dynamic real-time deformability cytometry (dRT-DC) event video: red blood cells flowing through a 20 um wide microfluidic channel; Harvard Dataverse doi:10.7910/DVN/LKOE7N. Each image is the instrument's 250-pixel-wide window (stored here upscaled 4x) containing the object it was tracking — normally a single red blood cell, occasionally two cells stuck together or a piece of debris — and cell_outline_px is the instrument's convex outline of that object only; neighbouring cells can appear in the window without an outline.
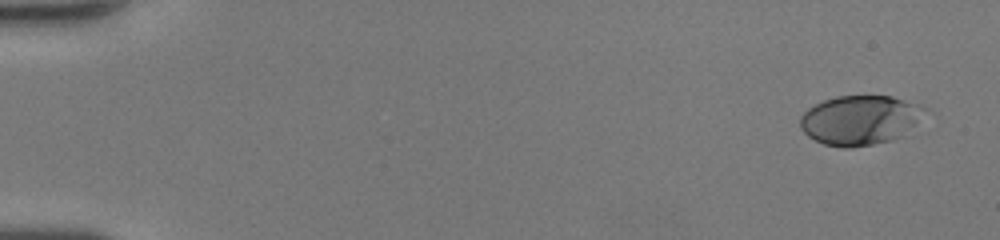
{"species": "human", "species_latin": "Homo sapiens", "temperature_condition": "room temperature", "stored_images_in_passage": 48, "camera_frame_rate_fps": 3000, "um_per_image_px": 0.085, "donor": {"sex": "female"}, "frame": {"image": 1, "passage_image": 1, "time_ms": 0.0, "image_size_px": [1000, 240], "cell_outline_px": [[928, 108], [904, 136], [892, 140], [852, 148], [844, 148], [824, 144], [808, 136], [800, 128], [800, 116], [808, 108], [824, 100], [836, 96], [892, 96], [920, 104]], "centroid_in_image_um": [73.1, 10.2], "position_along_channel_um": 11.9, "area_um2": 36.01}}
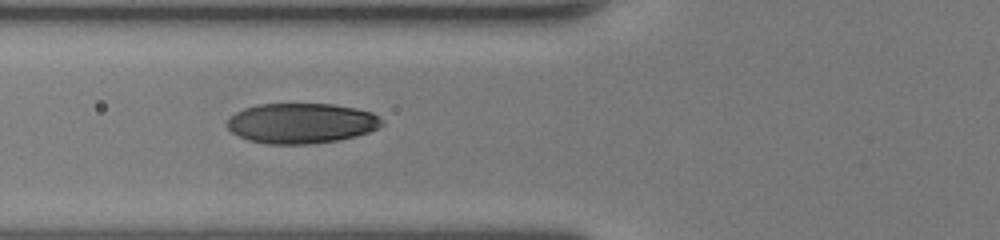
{"frame": {"image": 2, "passage_image": 19, "time_ms": 6.0, "image_size_px": [1000, 240], "cell_outline_px": [[384, 124], [380, 128], [356, 136], [336, 140], [308, 144], [268, 144], [248, 140], [232, 132], [224, 124], [236, 112], [244, 108], [256, 104], [332, 104], [356, 108], [372, 112], [384, 120]], "centroid_in_image_um": [25.63, 10.47], "position_along_channel_um": 100.2, "area_um2": 36.41}}
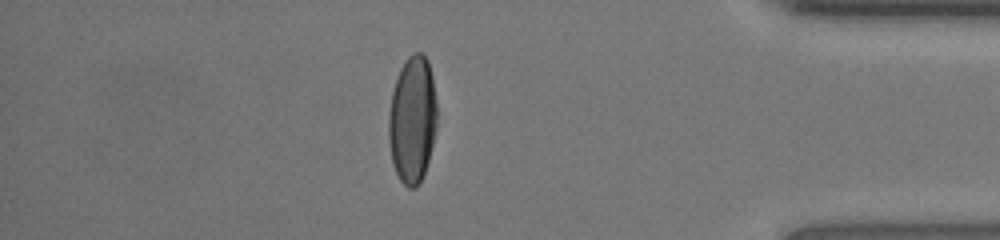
{"frame": {"image": 3, "passage_image": 42, "time_ms": 13.667, "image_size_px": [1000, 240], "cell_outline_px": [[436, 128], [424, 176], [416, 188], [408, 188], [400, 180], [392, 164], [388, 136], [388, 116], [392, 92], [396, 76], [404, 60], [412, 52], [420, 52], [428, 60], [432, 76], [436, 100]], "centroid_in_image_um": [35.04, 10.16], "position_along_channel_um": 400.2, "area_um2": 36.13}, "authors_computed_cell_mechanics": {"area_um2": 36.5007, "velocity_mm_per_s": 4.2987, "shape_relaxation_time_tau1_ms": 3.3112, "shape_relaxation_time_tau2_ms": null, "deformation_change_tau1": 0.1976, "deformation_change_tau2": null}}